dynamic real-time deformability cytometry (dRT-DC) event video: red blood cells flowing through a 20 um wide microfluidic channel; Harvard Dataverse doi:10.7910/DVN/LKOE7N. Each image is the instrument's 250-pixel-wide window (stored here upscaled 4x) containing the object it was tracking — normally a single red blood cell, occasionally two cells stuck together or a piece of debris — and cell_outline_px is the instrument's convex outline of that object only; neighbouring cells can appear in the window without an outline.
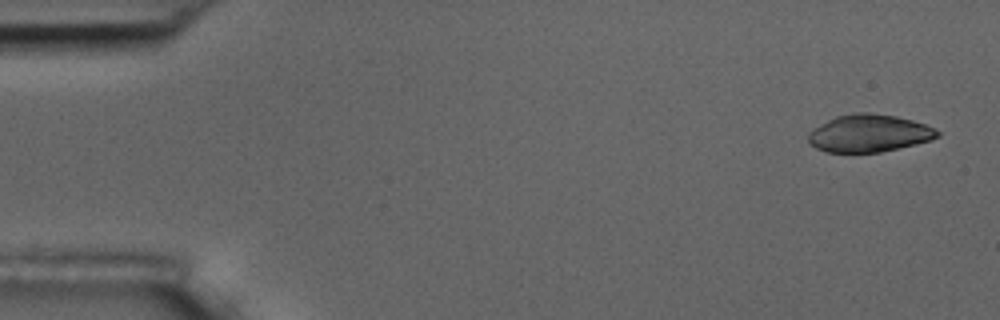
{"species": "common noctule bat (a hibernating species)", "species_latin": "Nyctalus noctula", "temperature_condition": "room temperature", "stored_images_in_passage": 8, "camera_frame_rate_fps": 3000, "um_per_image_px": 0.085, "animal": {"sex": "male", "body_mass_g": 17.5, "forearm_length_mm": 52.3}, "frame": {"image": 1, "passage_image": 1, "time_ms": 0.0, "image_size_px": [1000, 320], "cell_outline_px": [[940, 136], [932, 140], [916, 144], [880, 152], [828, 152], [816, 148], [808, 140], [808, 132], [812, 128], [836, 116], [856, 112], [868, 112], [896, 116], [912, 120], [924, 124], [940, 132]], "centroid_in_image_um": [73.86, 11.32], "position_along_channel_um": 11.1, "area_um2": 28.15}}
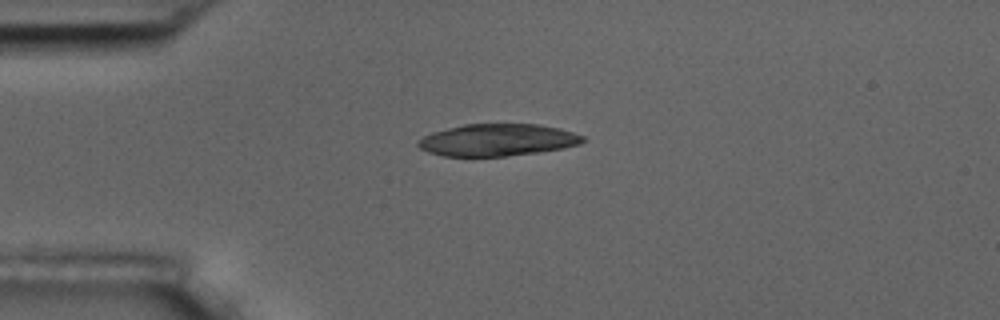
{"frame": {"image": 2, "passage_image": 4, "time_ms": 3.667, "image_size_px": [1000, 320], "cell_outline_px": [[588, 140], [580, 144], [564, 148], [508, 156], [444, 156], [428, 152], [420, 148], [416, 144], [424, 136], [432, 132], [464, 124], [540, 124], [560, 128], [584, 136]], "centroid_in_image_um": [42.32, 11.89], "position_along_channel_um": 42.7, "area_um2": 30.81}}